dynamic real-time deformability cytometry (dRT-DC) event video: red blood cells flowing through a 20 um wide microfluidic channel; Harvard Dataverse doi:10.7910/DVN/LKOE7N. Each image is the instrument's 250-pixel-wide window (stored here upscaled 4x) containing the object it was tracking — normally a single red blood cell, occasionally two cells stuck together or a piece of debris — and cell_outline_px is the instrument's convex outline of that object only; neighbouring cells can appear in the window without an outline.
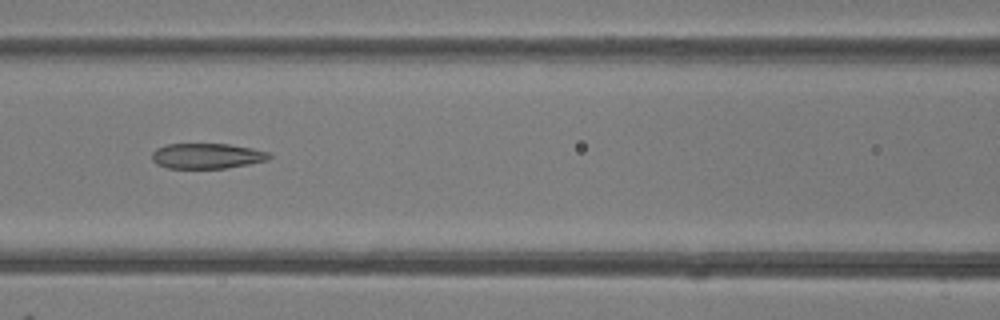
{"species": "common noctule bat (a hibernating species)", "species_latin": "Nyctalus noctula", "temperature_condition": "room temperature", "stored_images_in_passage": 15, "camera_frame_rate_fps": 3000, "um_per_image_px": 0.085, "animal": {"sex": "female"}, "frame": {"image": 1, "passage_image": 9, "time_ms": 2.667, "image_size_px": [1000, 320], "cell_outline_px": [[272, 156], [268, 160], [228, 168], [168, 168], [156, 164], [152, 160], [152, 152], [156, 148], [164, 144], [228, 144], [252, 148], [268, 152]], "centroid_in_image_um": [17.57, 13.25], "position_along_channel_um": 149.0, "area_um2": 17.4}}
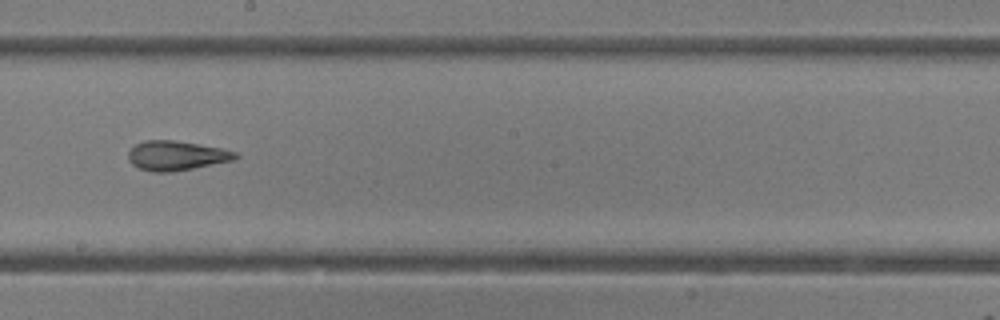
{"frame": {"image": 2, "passage_image": 15, "time_ms": 4.667, "image_size_px": [1000, 320], "cell_outline_px": [[240, 156], [232, 160], [172, 172], [152, 172], [140, 168], [132, 164], [128, 160], [128, 152], [136, 144], [144, 140], [172, 140], [220, 148], [236, 152]], "centroid_in_image_um": [14.95, 13.23], "position_along_channel_um": 233.2, "area_um2": 18.15}}